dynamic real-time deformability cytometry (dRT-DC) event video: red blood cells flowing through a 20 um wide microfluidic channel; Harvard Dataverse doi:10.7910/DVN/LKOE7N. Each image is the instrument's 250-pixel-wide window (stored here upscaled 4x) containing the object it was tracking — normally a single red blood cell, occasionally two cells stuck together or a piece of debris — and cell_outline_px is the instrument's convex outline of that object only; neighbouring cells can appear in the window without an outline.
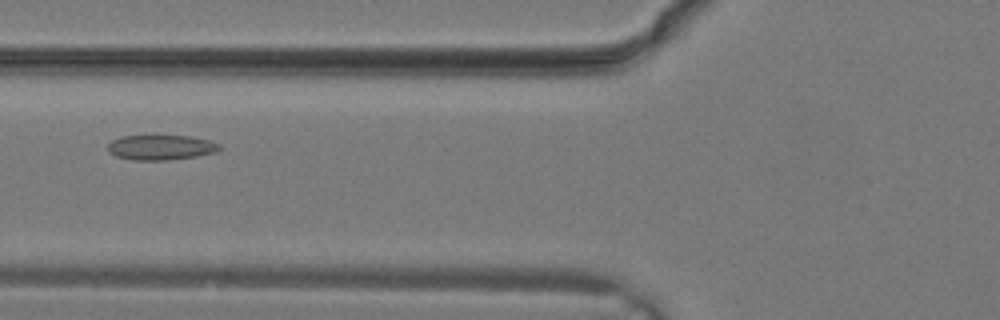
{"species": "common noctule bat (a hibernating species)", "species_latin": "Nyctalus noctula", "temperature_condition": "warm", "stored_images_in_passage": 6, "camera_frame_rate_fps": 3000, "um_per_image_px": 0.085, "animal": {"sex": "male", "body_mass_g": 19.2, "forearm_length_mm": 51.8}, "frame": {"image": 1, "passage_image": 3, "time_ms": 0.667, "image_size_px": [1000, 320], "cell_outline_px": [[224, 148], [216, 152], [196, 156], [168, 160], [132, 160], [116, 156], [108, 152], [108, 144], [112, 140], [124, 136], [188, 136], [208, 140], [220, 144]], "centroid_in_image_um": [13.69, 12.54], "position_along_channel_um": 112.1, "area_um2": 16.24}}
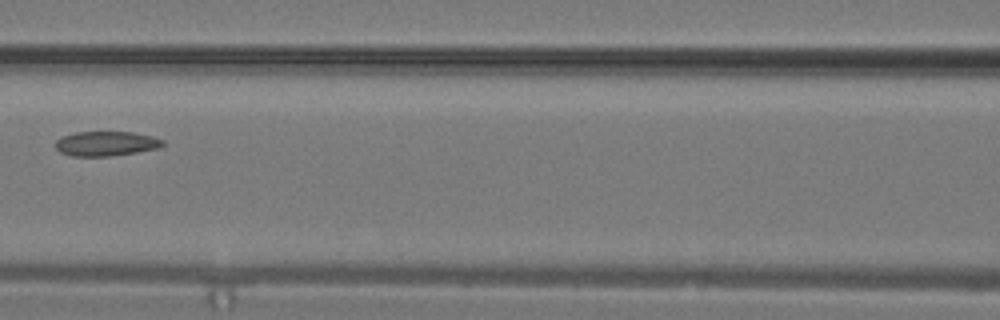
{"frame": {"image": 2, "passage_image": 5, "time_ms": 1.333, "image_size_px": [1000, 320], "cell_outline_px": [[164, 144], [156, 148], [136, 152], [112, 156], [72, 156], [60, 152], [56, 148], [56, 140], [60, 136], [76, 132], [132, 132], [152, 136], [164, 140]], "centroid_in_image_um": [8.98, 12.2], "position_along_channel_um": 157.6, "area_um2": 15.37}}